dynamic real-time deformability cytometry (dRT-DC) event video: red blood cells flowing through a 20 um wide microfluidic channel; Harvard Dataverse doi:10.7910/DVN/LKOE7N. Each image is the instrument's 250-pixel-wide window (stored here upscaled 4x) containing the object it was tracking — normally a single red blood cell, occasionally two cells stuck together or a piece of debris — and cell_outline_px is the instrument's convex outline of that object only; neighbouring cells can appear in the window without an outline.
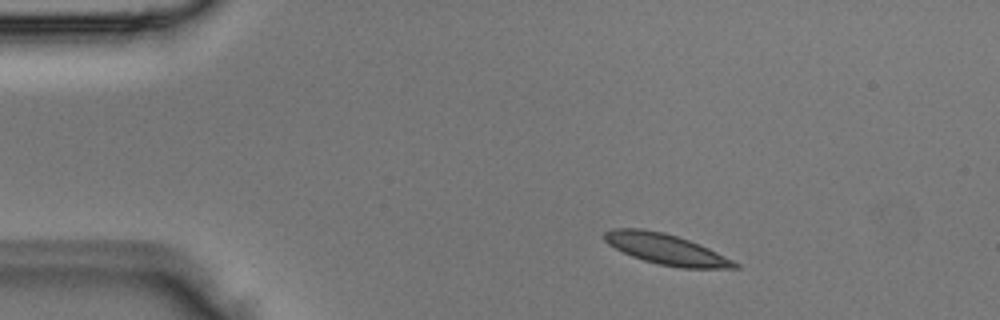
{"species": "Egyptian fruit bat (a non-hibernating species)", "species_latin": "Rousettus aegyptiacus", "temperature_condition": "room temperature", "stored_images_in_passage": 2, "camera_frame_rate_fps": 3000, "um_per_image_px": 0.085, "animal": {"sex": "male"}, "frame": {"image": 1, "passage_image": 1, "time_ms": 0.0, "image_size_px": [1000, 320], "cell_outline_px": [[740, 268], [680, 268], [660, 264], [644, 260], [632, 256], [608, 244], [604, 240], [604, 232], [612, 228], [640, 228], [664, 232], [700, 244], [740, 264]], "centroid_in_image_um": [56.6, 21.17], "position_along_channel_um": 28.4, "area_um2": 23.0}}